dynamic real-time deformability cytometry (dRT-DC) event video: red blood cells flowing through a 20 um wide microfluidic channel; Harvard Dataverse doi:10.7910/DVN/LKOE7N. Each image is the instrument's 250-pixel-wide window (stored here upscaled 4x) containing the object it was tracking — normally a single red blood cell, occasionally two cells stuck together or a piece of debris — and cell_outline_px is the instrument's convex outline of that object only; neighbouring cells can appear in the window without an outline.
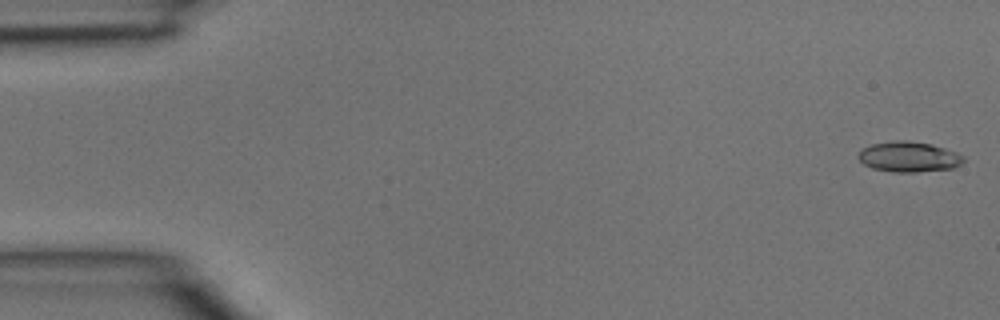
{"species": "common noctule bat (a hibernating species)", "species_latin": "Nyctalus noctula", "temperature_condition": "room temperature", "stored_images_in_passage": 4, "camera_frame_rate_fps": 3000, "um_per_image_px": 0.085, "animal": {"sex": "male", "body_mass_g": 15.6}, "frame": {"image": 1, "passage_image": 1, "time_ms": 0.0, "image_size_px": [1000, 320], "cell_outline_px": [[964, 160], [960, 164], [952, 168], [916, 172], [896, 172], [872, 168], [864, 164], [856, 156], [864, 148], [872, 144], [896, 140], [908, 140], [932, 144], [956, 152], [964, 156]], "centroid_in_image_um": [77.25, 13.32], "position_along_channel_um": 7.8, "area_um2": 18.5}}
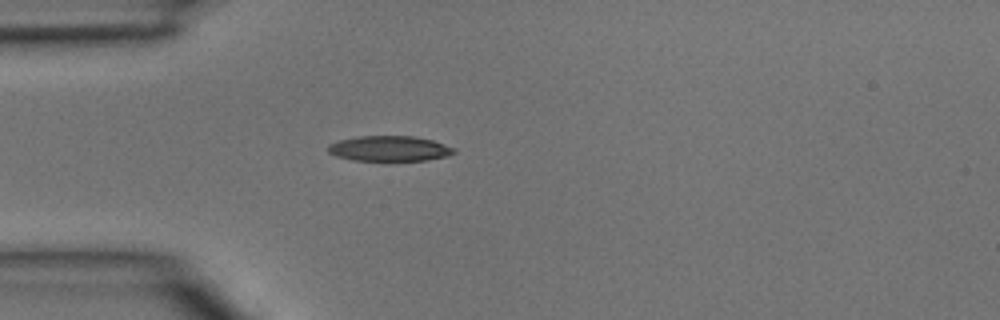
{"frame": {"image": 2, "passage_image": 4, "time_ms": 1.0, "image_size_px": [1000, 320], "cell_outline_px": [[456, 152], [448, 156], [428, 160], [352, 160], [336, 156], [328, 152], [328, 144], [340, 140], [360, 136], [416, 136], [432, 140], [456, 148]], "centroid_in_image_um": [33.13, 12.62], "position_along_channel_um": 51.9, "area_um2": 18.55}}